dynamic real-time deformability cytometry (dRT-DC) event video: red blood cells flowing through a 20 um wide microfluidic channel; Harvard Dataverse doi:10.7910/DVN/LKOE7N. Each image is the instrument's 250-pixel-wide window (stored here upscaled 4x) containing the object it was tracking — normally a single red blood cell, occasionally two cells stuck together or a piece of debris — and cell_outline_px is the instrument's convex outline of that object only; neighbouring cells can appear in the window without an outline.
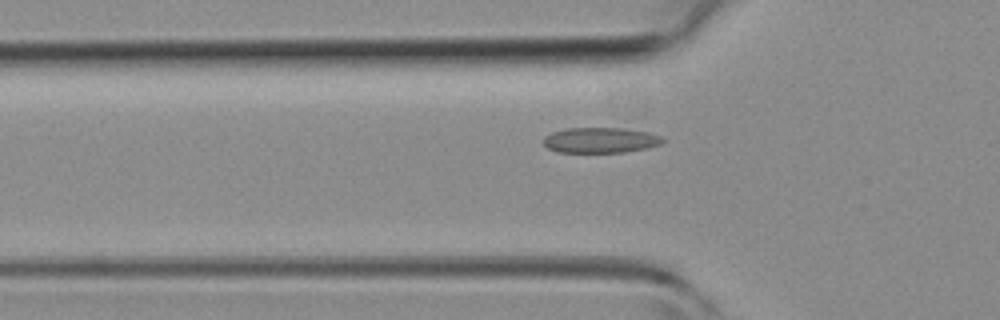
{"species": "common noctule bat (a hibernating species)", "species_latin": "Nyctalus noctula", "temperature_condition": "room temperature", "stored_images_in_passage": 27, "camera_frame_rate_fps": 3000, "um_per_image_px": 0.085, "animal": {"sex": "female", "body_mass_g": 19.3, "forearm_length_mm": 54.1}, "frame": {"image": 1, "passage_image": 3, "time_ms": 0.667, "image_size_px": [1000, 320], "cell_outline_px": [[664, 140], [660, 144], [648, 148], [624, 152], [556, 152], [548, 148], [544, 144], [544, 136], [552, 132], [564, 128], [620, 128], [648, 132], [660, 136]], "centroid_in_image_um": [51.01, 11.91], "position_along_channel_um": 74.8, "area_um2": 17.63}}
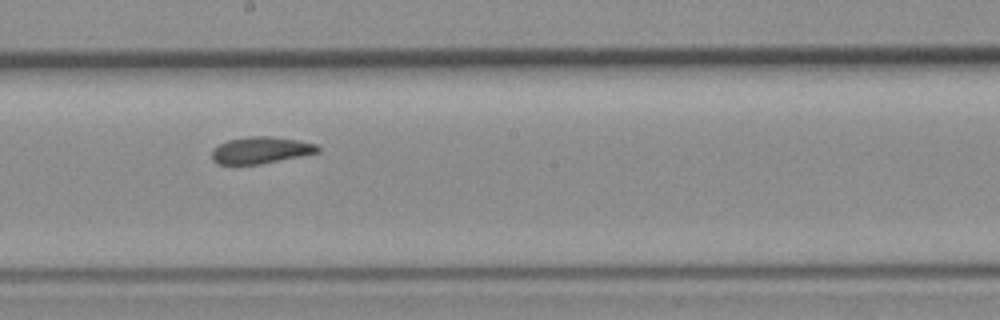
{"frame": {"image": 2, "passage_image": 13, "time_ms": 4.0, "image_size_px": [1000, 320], "cell_outline_px": [[320, 152], [260, 164], [220, 164], [212, 160], [212, 152], [220, 144], [228, 140], [248, 136], [272, 136], [296, 140], [316, 144], [320, 148]], "centroid_in_image_um": [22.18, 12.76], "position_along_channel_um": 226.0, "area_um2": 16.3}}
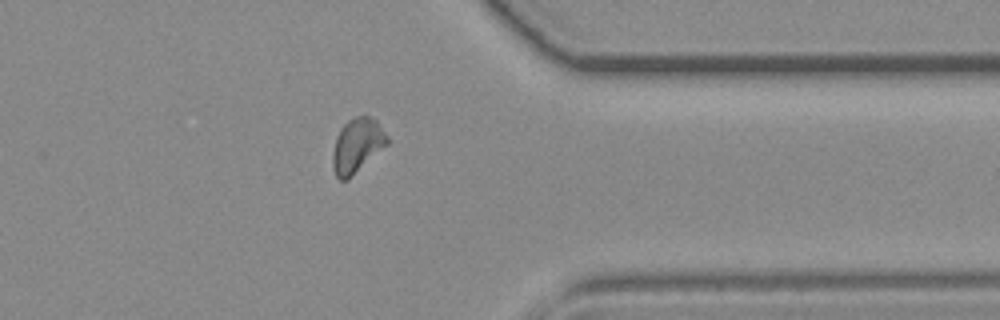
{"frame": {"image": 3, "passage_image": 24, "time_ms": 7.667, "image_size_px": [1000, 320], "cell_outline_px": [[388, 144], [348, 180], [340, 180], [336, 176], [332, 168], [332, 156], [336, 136], [340, 128], [348, 120], [356, 116], [368, 116], [376, 120], [388, 136]], "centroid_in_image_um": [30.34, 12.38], "position_along_channel_um": 381.1, "area_um2": 17.34}}